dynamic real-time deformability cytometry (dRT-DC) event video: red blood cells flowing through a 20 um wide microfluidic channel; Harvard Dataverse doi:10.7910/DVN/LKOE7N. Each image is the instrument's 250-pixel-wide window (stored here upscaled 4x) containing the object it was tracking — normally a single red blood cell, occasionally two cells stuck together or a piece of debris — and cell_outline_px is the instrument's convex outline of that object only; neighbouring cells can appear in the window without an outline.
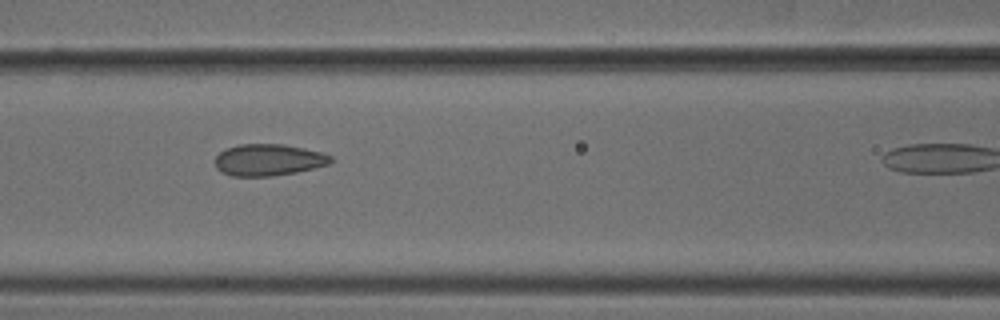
{"species": "common noctule bat (a hibernating species)", "species_latin": "Nyctalus noctula", "temperature_condition": "cold", "stored_images_in_passage": 6, "camera_frame_rate_fps": 3000, "um_per_image_px": 0.085, "animal": {"sex": "male", "body_mass_g": 18.8}, "frame": {"image": 1, "passage_image": 5, "time_ms": 1.333, "image_size_px": [1000, 320], "cell_outline_px": [[332, 160], [328, 164], [296, 172], [272, 176], [232, 176], [220, 172], [216, 168], [216, 156], [224, 148], [240, 144], [284, 144], [324, 152], [332, 156]], "centroid_in_image_um": [22.8, 13.58], "position_along_channel_um": 143.8, "area_um2": 21.44}}